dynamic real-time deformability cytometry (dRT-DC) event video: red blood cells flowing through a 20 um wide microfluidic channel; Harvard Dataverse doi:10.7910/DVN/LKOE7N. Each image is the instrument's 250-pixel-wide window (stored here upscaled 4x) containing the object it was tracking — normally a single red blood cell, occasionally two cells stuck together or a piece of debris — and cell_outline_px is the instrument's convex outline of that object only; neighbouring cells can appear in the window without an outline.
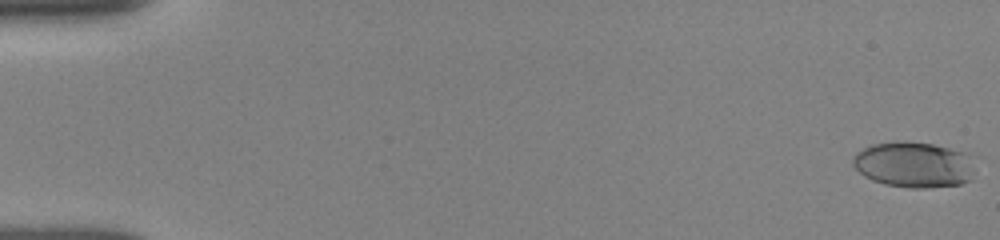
{"species": "human", "species_latin": "Homo sapiens", "temperature_condition": "room temperature", "stored_images_in_passage": 27, "camera_frame_rate_fps": 3000, "um_per_image_px": 0.085, "donor": {"sex": "female"}, "frame": {"image": 1, "passage_image": 1, "time_ms": 0.0, "image_size_px": [1000, 240], "cell_outline_px": [[976, 156], [972, 180], [960, 184], [924, 188], [908, 188], [884, 184], [872, 180], [864, 176], [852, 164], [852, 160], [856, 152], [872, 144], [896, 140], [932, 144], [964, 152]], "centroid_in_image_um": [77.71, 13.99], "position_along_channel_um": 7.3, "area_um2": 33.06}}
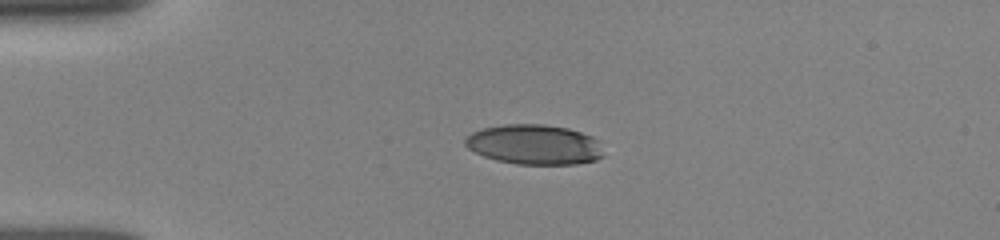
{"frame": {"image": 2, "passage_image": 19, "time_ms": 4.0, "image_size_px": [1000, 240], "cell_outline_px": [[604, 156], [596, 160], [576, 164], [516, 164], [496, 160], [484, 156], [468, 148], [464, 144], [464, 140], [472, 132], [484, 128], [504, 124], [544, 124], [568, 128], [592, 136], [596, 140]], "centroid_in_image_um": [45.41, 12.29], "position_along_channel_um": 39.6, "area_um2": 32.08}}